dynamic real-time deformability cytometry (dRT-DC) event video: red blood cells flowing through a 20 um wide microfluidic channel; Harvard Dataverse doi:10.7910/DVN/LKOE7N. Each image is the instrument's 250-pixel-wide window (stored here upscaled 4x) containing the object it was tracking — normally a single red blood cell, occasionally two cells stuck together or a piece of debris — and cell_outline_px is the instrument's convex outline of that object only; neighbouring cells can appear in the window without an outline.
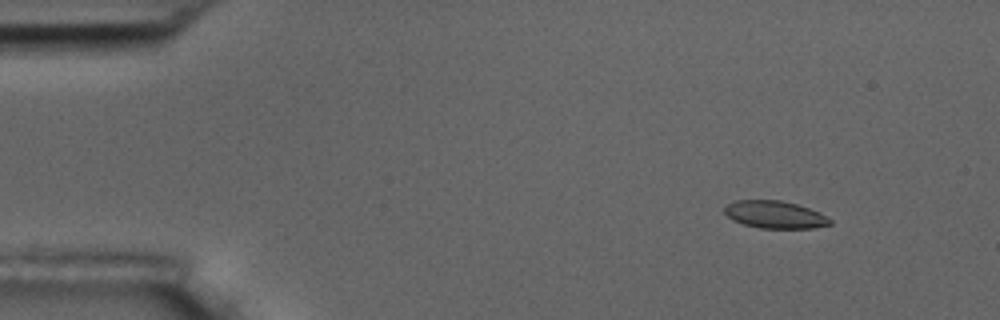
{"species": "common noctule bat (a hibernating species)", "species_latin": "Nyctalus noctula", "temperature_condition": "room temperature", "stored_images_in_passage": 5, "camera_frame_rate_fps": 3000, "um_per_image_px": 0.085, "animal": {"sex": "male", "body_mass_g": 17.5, "forearm_length_mm": 52.3}, "frame": {"image": 1, "passage_image": 2, "time_ms": 1.333, "image_size_px": [1000, 320], "cell_outline_px": [[832, 224], [812, 228], [760, 228], [744, 224], [732, 220], [724, 212], [724, 208], [728, 204], [736, 200], [780, 200], [796, 204], [820, 212], [832, 220]], "centroid_in_image_um": [65.87, 18.24], "position_along_channel_um": 19.1, "area_um2": 16.82}}
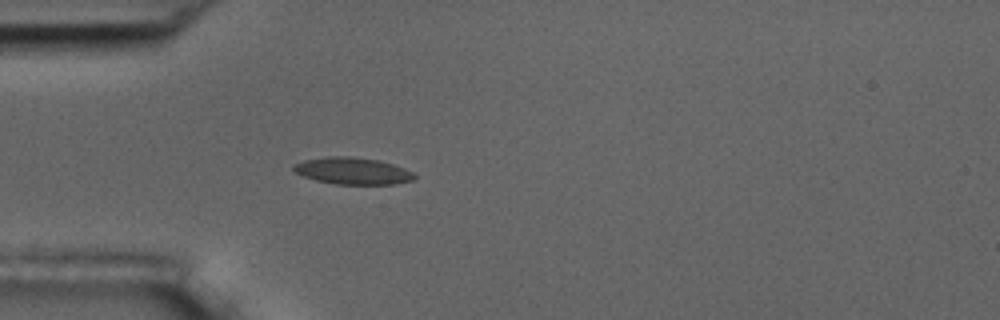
{"frame": {"image": 2, "passage_image": 5, "time_ms": 4.667, "image_size_px": [1000, 320], "cell_outline_px": [[416, 176], [412, 180], [396, 184], [336, 184], [316, 180], [304, 176], [296, 172], [292, 168], [292, 164], [304, 160], [324, 156], [348, 156], [380, 160], [404, 168], [412, 172]], "centroid_in_image_um": [29.95, 14.52], "position_along_channel_um": 55.0, "area_um2": 18.9}}